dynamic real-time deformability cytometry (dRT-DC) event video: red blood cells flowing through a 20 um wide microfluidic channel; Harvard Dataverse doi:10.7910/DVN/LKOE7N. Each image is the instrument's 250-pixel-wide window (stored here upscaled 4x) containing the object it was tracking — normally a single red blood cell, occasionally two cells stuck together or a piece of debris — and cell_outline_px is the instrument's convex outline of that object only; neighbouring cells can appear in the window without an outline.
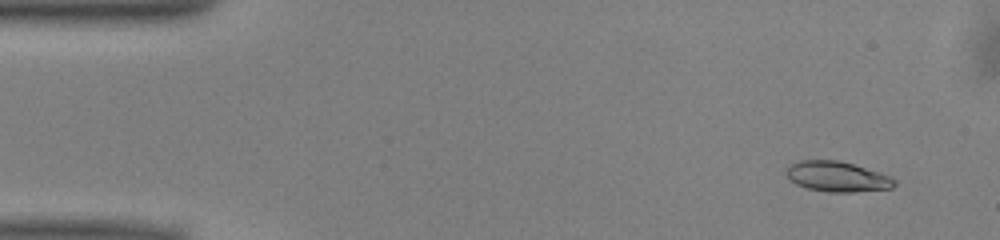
{"species": "common noctule bat (a hibernating species)", "species_latin": "Nyctalus noctula", "temperature_condition": "warm", "stored_images_in_passage": 52, "camera_frame_rate_fps": 3000, "um_per_image_px": 0.085, "animal": {"sex": "male", "body_mass_g": 13.0, "forearm_length_mm": 53.1}, "frame": {"image": 1, "passage_image": 4, "time_ms": 1.0, "image_size_px": [1000, 240], "cell_outline_px": [[896, 184], [892, 188], [856, 192], [828, 192], [808, 188], [796, 184], [788, 176], [788, 168], [792, 164], [800, 160], [840, 160], [888, 176], [896, 180]], "centroid_in_image_um": [71.18, 15.02], "position_along_channel_um": 13.8, "area_um2": 18.67}}
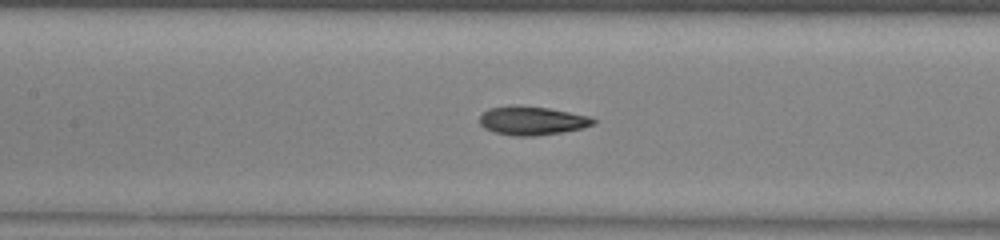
{"frame": {"image": 2, "passage_image": 23, "time_ms": 7.333, "image_size_px": [1000, 240], "cell_outline_px": [[596, 124], [584, 128], [564, 132], [536, 136], [516, 136], [496, 132], [484, 128], [480, 124], [480, 116], [488, 108], [512, 104], [516, 104], [548, 108], [592, 116], [596, 120]], "centroid_in_image_um": [45.27, 10.24], "position_along_channel_um": 162.1, "area_um2": 19.36}}
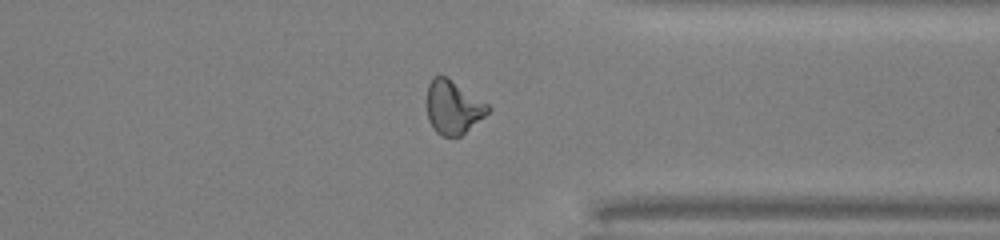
{"frame": {"image": 3, "passage_image": 39, "time_ms": 12.667, "image_size_px": [1000, 240], "cell_outline_px": [[492, 108], [484, 116], [460, 136], [440, 136], [432, 128], [428, 120], [424, 100], [428, 84], [436, 76], [444, 76], [488, 104]], "centroid_in_image_um": [38.45, 9.14], "position_along_channel_um": 373.0, "area_um2": 19.02}, "authors_computed_cell_mechanics": {"area_um2": 19.0162, "velocity_mm_per_s": 4.0444, "shape_relaxation_time_tau1_ms": 5.7217, "shape_relaxation_time_tau2_ms": 2.2955, "deformation_change_tau1": 0.1904, "deformation_change_tau2": 0.0975}}